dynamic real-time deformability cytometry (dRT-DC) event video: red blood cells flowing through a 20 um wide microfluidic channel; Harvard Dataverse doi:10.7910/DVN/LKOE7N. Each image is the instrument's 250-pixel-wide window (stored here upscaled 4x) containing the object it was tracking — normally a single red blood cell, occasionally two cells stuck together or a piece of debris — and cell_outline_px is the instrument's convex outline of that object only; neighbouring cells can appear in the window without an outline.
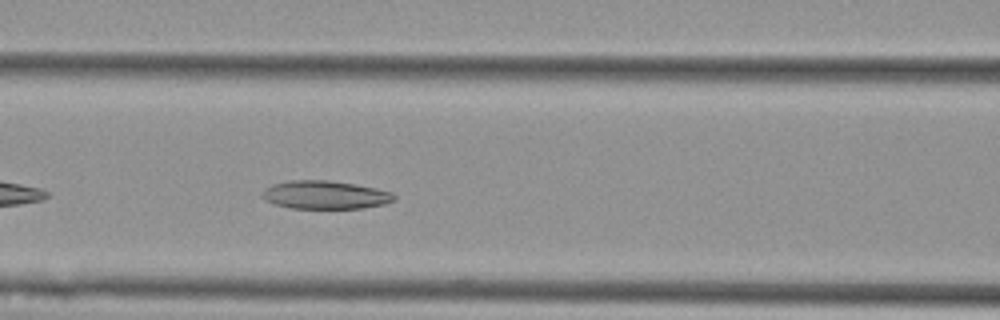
{"species": "Egyptian fruit bat (a non-hibernating species)", "species_latin": "Rousettus aegyptiacus", "temperature_condition": "cold", "stored_images_in_passage": 10, "camera_frame_rate_fps": 3000, "um_per_image_px": 0.085, "animal": {"sex": "female"}, "frame": {"image": 1, "passage_image": 9, "time_ms": 2.667, "image_size_px": [1000, 320], "cell_outline_px": [[396, 200], [384, 204], [364, 208], [292, 208], [272, 204], [264, 200], [260, 196], [260, 192], [264, 188], [272, 184], [288, 180], [328, 180], [356, 184], [376, 188], [392, 192], [396, 196]], "centroid_in_image_um": [27.59, 16.56], "position_along_channel_um": 139.0, "area_um2": 22.08}}